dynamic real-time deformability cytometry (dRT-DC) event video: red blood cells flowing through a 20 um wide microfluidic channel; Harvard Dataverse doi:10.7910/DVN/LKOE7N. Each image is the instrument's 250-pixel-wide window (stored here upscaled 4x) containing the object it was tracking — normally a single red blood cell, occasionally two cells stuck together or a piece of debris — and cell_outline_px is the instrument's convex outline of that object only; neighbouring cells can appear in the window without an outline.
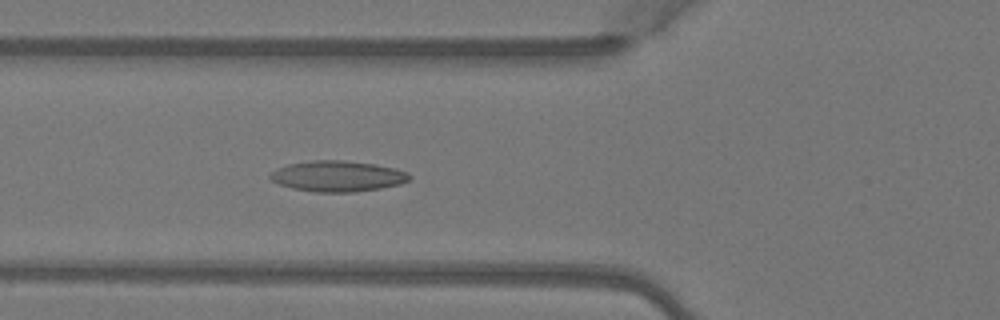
{"species": "Egyptian fruit bat (a non-hibernating species)", "species_latin": "Rousettus aegyptiacus", "temperature_condition": "warm", "stored_images_in_passage": 5, "camera_frame_rate_fps": 3000, "um_per_image_px": 0.085, "animal": {"sex": "female"}, "frame": {"image": 1, "passage_image": 5, "time_ms": 1.333, "image_size_px": [1000, 320], "cell_outline_px": [[412, 176], [408, 180], [400, 184], [380, 188], [352, 192], [316, 192], [292, 188], [280, 184], [272, 180], [268, 176], [276, 168], [288, 164], [312, 160], [344, 160], [372, 164], [392, 168], [408, 172]], "centroid_in_image_um": [28.67, 14.97], "position_along_channel_um": 97.1, "area_um2": 24.8}}